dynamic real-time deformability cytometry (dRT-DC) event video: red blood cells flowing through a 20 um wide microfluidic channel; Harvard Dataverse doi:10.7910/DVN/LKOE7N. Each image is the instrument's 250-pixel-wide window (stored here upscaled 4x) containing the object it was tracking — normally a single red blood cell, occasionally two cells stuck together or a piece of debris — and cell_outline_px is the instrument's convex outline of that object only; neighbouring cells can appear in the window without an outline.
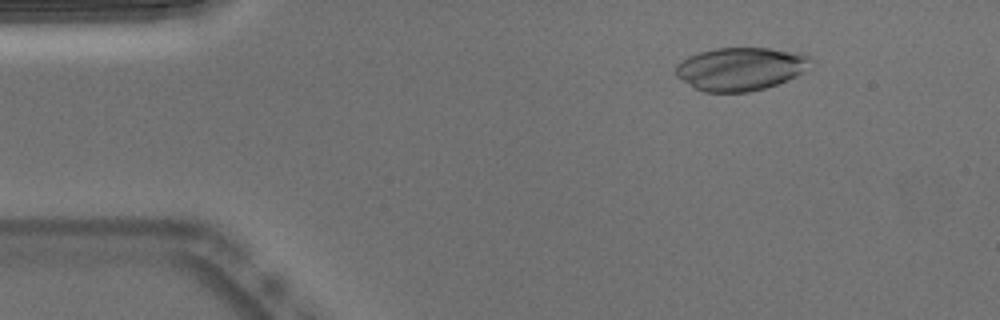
{"species": "Egyptian fruit bat (a non-hibernating species)", "species_latin": "Rousettus aegyptiacus", "temperature_condition": "warm", "stored_images_in_passage": 48, "camera_frame_rate_fps": 3000, "um_per_image_px": 0.085, "animal": {"sex": "male"}, "frame": {"image": 1, "passage_image": 3, "time_ms": 0.667, "image_size_px": [1000, 320], "cell_outline_px": [[816, 60], [812, 68], [796, 76], [776, 84], [764, 88], [748, 92], [704, 92], [696, 88], [676, 76], [676, 64], [688, 56], [700, 52], [716, 48], [768, 48], [800, 52], [812, 56]], "centroid_in_image_um": [63.04, 5.83], "position_along_channel_um": 22.0, "area_um2": 34.28}}
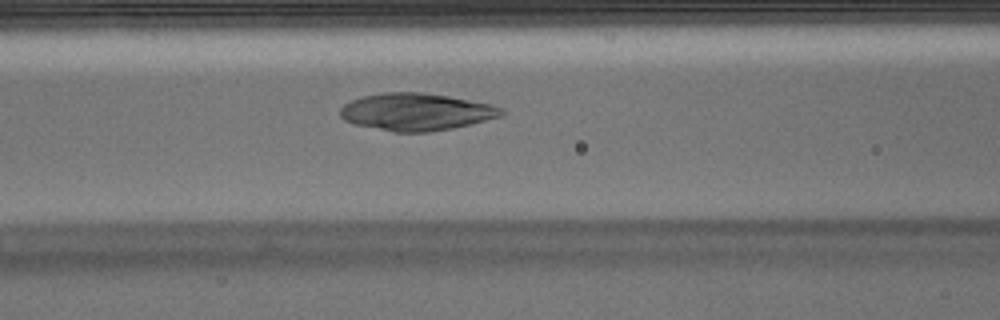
{"frame": {"image": 2, "passage_image": 17, "time_ms": 5.333, "image_size_px": [1000, 320], "cell_outline_px": [[504, 116], [452, 128], [428, 132], [392, 132], [356, 124], [344, 120], [340, 116], [340, 108], [344, 104], [352, 100], [364, 96], [384, 92], [420, 92], [448, 96], [492, 104], [504, 108]], "centroid_in_image_um": [35.4, 9.51], "position_along_channel_um": 131.2, "area_um2": 35.03}}
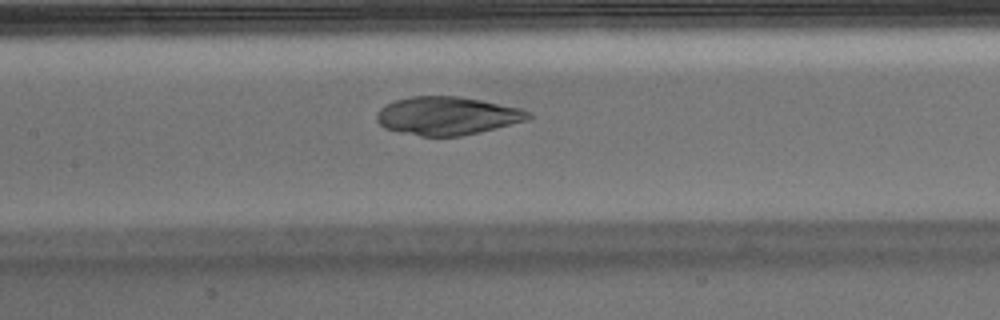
{"frame": {"image": 3, "passage_image": 20, "time_ms": 6.333, "image_size_px": [1000, 320], "cell_outline_px": [[532, 116], [528, 120], [496, 128], [460, 136], [420, 136], [396, 132], [384, 128], [376, 120], [376, 116], [380, 108], [396, 100], [412, 96], [460, 96], [520, 108], [532, 112]], "centroid_in_image_um": [38.01, 9.85], "position_along_channel_um": 169.4, "area_um2": 33.76}}